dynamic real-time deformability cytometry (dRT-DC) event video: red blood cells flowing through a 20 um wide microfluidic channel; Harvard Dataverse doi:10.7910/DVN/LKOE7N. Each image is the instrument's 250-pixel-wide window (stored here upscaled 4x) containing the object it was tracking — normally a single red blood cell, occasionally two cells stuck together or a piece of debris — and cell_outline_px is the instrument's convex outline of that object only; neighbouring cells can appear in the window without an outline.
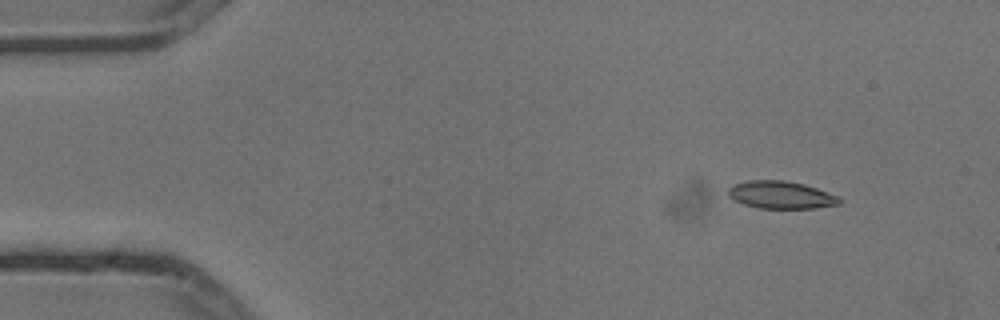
{"species": "common noctule bat (a hibernating species)", "species_latin": "Nyctalus noctula", "temperature_condition": "cold", "stored_images_in_passage": 5, "camera_frame_rate_fps": 3000, "um_per_image_px": 0.085, "animal": {"sex": "male", "body_mass_g": 13.3}, "frame": {"image": 1, "passage_image": 1, "time_ms": 0.0, "image_size_px": [1000, 320], "cell_outline_px": [[840, 204], [816, 208], [760, 208], [744, 204], [728, 196], [728, 188], [732, 184], [748, 180], [784, 180], [804, 184], [840, 196]], "centroid_in_image_um": [66.38, 16.56], "position_along_channel_um": 18.6, "area_um2": 17.86}}
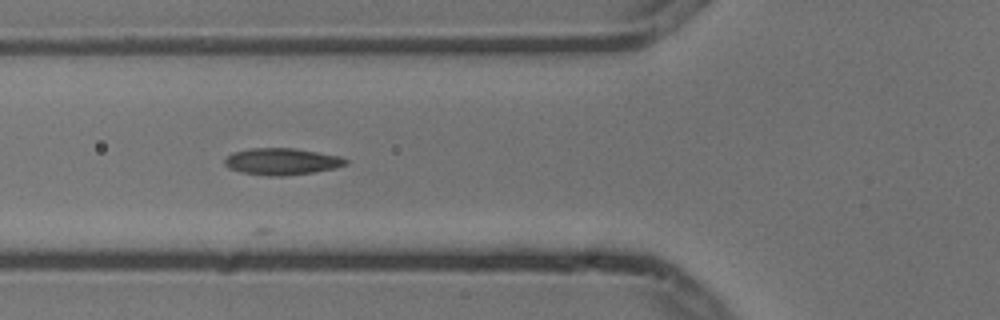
{"frame": {"image": 2, "passage_image": 5, "time_ms": 1.333, "image_size_px": [1000, 320], "cell_outline_px": [[348, 164], [336, 168], [312, 172], [284, 176], [268, 176], [240, 172], [228, 168], [224, 164], [224, 160], [232, 152], [248, 148], [296, 148], [340, 156], [348, 160]], "centroid_in_image_um": [23.94, 13.72], "position_along_channel_um": 101.9, "area_um2": 19.02}}